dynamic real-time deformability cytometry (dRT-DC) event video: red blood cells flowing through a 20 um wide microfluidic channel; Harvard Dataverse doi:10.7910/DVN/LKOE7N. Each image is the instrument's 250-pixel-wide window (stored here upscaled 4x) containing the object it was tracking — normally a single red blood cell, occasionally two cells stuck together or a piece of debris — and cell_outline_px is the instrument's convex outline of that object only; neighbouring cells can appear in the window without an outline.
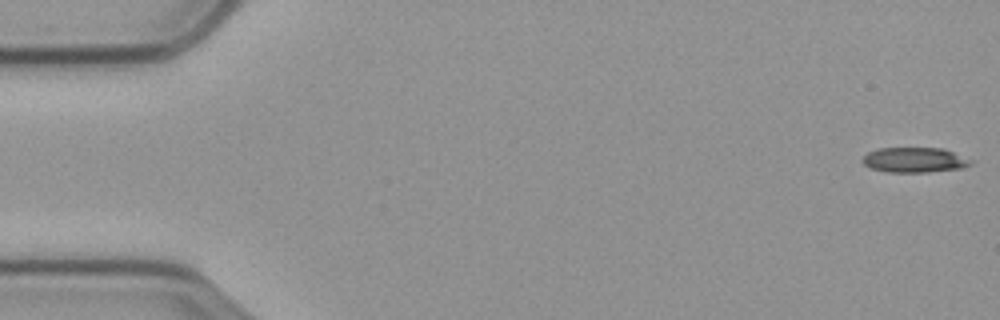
{"species": "common noctule bat (a hibernating species)", "species_latin": "Nyctalus noctula", "temperature_condition": "cold", "stored_images_in_passage": 58, "camera_frame_rate_fps": 3000, "um_per_image_px": 0.085, "animal": {"sex": "male", "body_mass_g": 23.1, "forearm_length_mm": 52.7}, "frame": {"image": 1, "passage_image": 1, "time_ms": 0.0, "image_size_px": [1000, 320], "cell_outline_px": [[976, 160], [972, 164], [960, 168], [928, 172], [888, 172], [872, 168], [864, 164], [864, 156], [868, 152], [880, 148], [944, 148]], "centroid_in_image_um": [77.82, 13.59], "position_along_channel_um": 7.2, "area_um2": 15.84}}
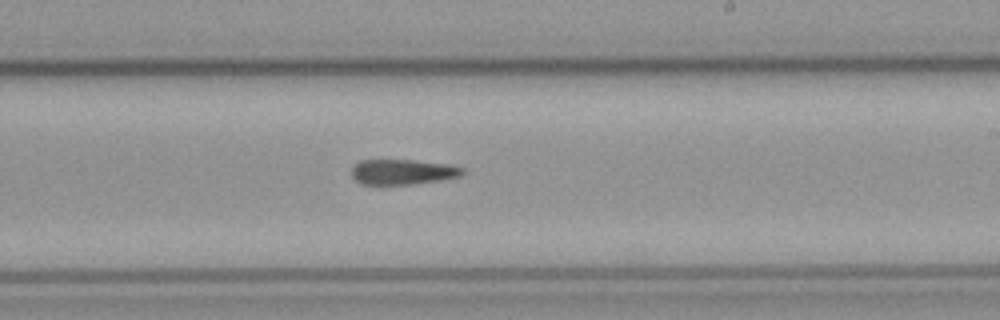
{"frame": {"image": 2, "passage_image": 34, "time_ms": 11.0, "image_size_px": [1000, 320], "cell_outline_px": [[464, 172], [460, 176], [440, 180], [412, 184], [360, 184], [352, 176], [352, 168], [360, 160], [412, 160], [448, 164], [464, 168]], "centroid_in_image_um": [34.23, 14.61], "position_along_channel_um": 254.8, "area_um2": 16.18}}
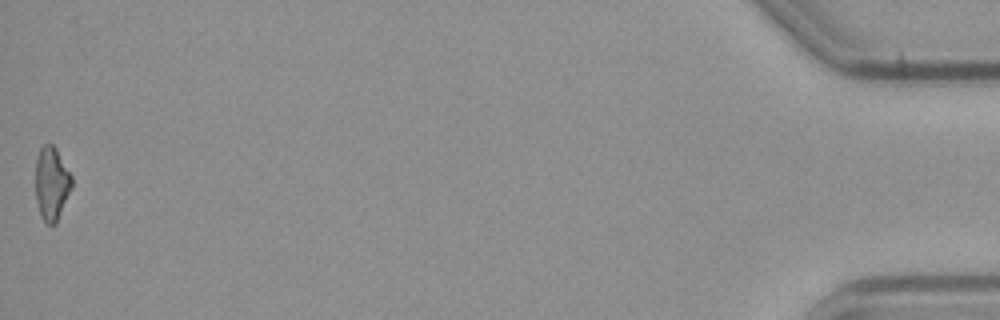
{"frame": {"image": 3, "passage_image": 58, "time_ms": 19.0, "image_size_px": [1000, 320], "cell_outline_px": [[72, 188], [56, 224], [48, 224], [40, 216], [36, 200], [36, 160], [40, 148], [44, 144], [52, 144], [56, 148], [72, 176]], "centroid_in_image_um": [4.39, 15.61], "position_along_channel_um": 430.8, "area_um2": 15.55}, "authors_computed_cell_mechanics": {"area_um2": 16.6464, "velocity_mm_per_s": 3.5335, "shape_relaxation_time_tau1_ms": 7.567, "shape_relaxation_time_tau2_ms": null, "deformation_change_tau1": 0.199, "deformation_change_tau2": null}}